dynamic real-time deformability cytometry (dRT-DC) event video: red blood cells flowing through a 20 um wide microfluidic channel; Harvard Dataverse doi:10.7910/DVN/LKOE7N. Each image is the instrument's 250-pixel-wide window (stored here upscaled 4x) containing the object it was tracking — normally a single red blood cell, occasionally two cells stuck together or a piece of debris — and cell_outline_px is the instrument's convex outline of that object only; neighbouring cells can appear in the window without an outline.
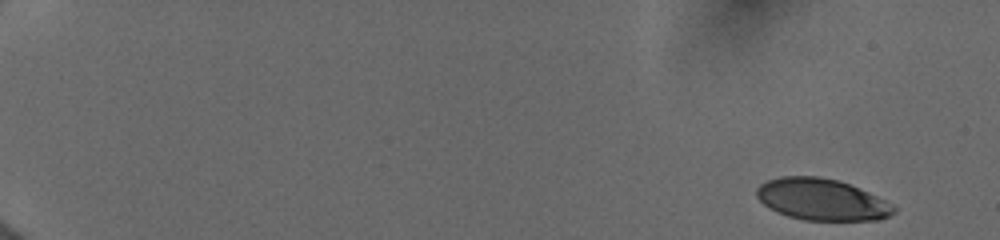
{"species": "human", "species_latin": "Homo sapiens", "temperature_condition": "cold", "stored_images_in_passage": 30, "camera_frame_rate_fps": 3000, "um_per_image_px": 0.085, "donor": {"sex": "female"}, "frame": {"image": 1, "passage_image": 1, "time_ms": 0.0, "image_size_px": [1000, 240], "cell_outline_px": [[896, 212], [880, 220], [804, 220], [788, 216], [776, 212], [768, 208], [756, 196], [756, 188], [760, 184], [768, 180], [780, 176], [816, 176], [840, 180], [860, 188], [892, 204], [896, 208]], "centroid_in_image_um": [69.83, 16.95], "position_along_channel_um": 15.2, "area_um2": 33.35}}
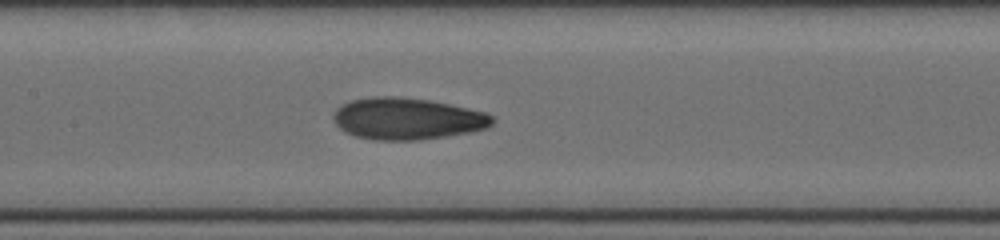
{"frame": {"image": 2, "passage_image": 16, "time_ms": 8.667, "image_size_px": [1000, 240], "cell_outline_px": [[496, 120], [488, 128], [468, 132], [420, 140], [376, 140], [356, 136], [344, 132], [332, 120], [332, 116], [336, 108], [340, 104], [352, 100], [372, 96], [396, 96], [428, 100], [448, 104], [484, 112], [492, 116]], "centroid_in_image_um": [34.56, 10.09], "position_along_channel_um": 172.8, "area_um2": 38.67}}
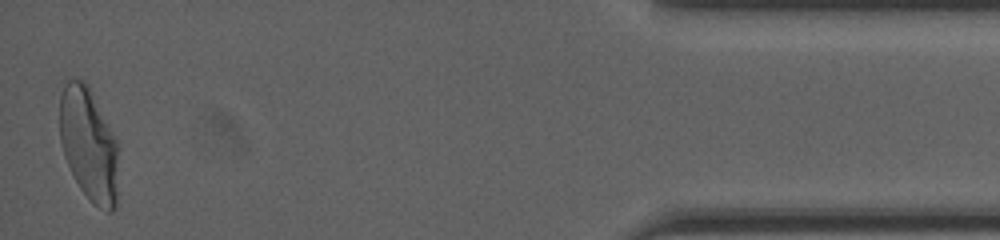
{"frame": {"image": 3, "passage_image": 30, "time_ms": 16.667, "image_size_px": [1000, 240], "cell_outline_px": [[116, 208], [112, 212], [108, 212], [92, 204], [80, 188], [64, 156], [60, 140], [60, 96], [64, 76], [72, 76], [84, 80], [88, 84], [116, 140]], "centroid_in_image_um": [7.49, 12.19], "position_along_channel_um": 427.7, "area_um2": 38.73}, "authors_computed_cell_mechanics": {"area_um2": 37.1076, "velocity_mm_per_s": 3.9976, "shape_relaxation_time_tau1_ms": 4.744, "shape_relaxation_time_tau2_ms": 1.2387, "deformation_change_tau1": 0.1742, "deformation_change_tau2": 0.0716}}